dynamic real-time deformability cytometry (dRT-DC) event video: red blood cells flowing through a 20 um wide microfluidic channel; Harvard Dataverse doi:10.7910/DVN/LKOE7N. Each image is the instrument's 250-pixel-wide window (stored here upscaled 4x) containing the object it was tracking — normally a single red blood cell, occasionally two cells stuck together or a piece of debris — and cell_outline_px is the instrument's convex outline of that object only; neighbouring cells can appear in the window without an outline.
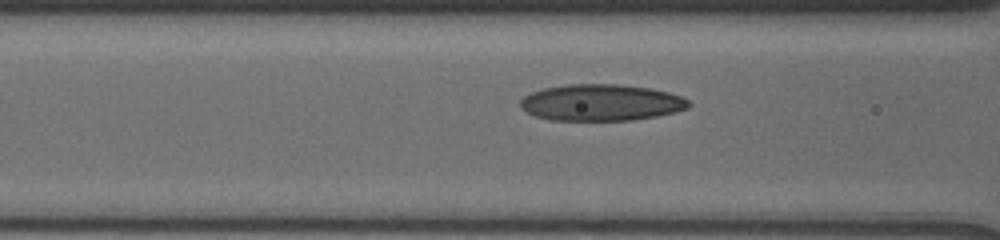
{"species": "human", "species_latin": "Homo sapiens", "temperature_condition": "cold", "stored_images_in_passage": 37, "camera_frame_rate_fps": 3000, "um_per_image_px": 0.085, "donor": {"sex": "male"}, "frame": {"image": 1, "passage_image": 12, "time_ms": 4.0, "image_size_px": [1000, 240], "cell_outline_px": [[692, 104], [688, 108], [656, 116], [628, 120], [552, 120], [536, 116], [520, 108], [520, 100], [524, 96], [532, 92], [544, 88], [568, 84], [616, 84], [648, 88], [668, 92], [680, 96], [688, 100]], "centroid_in_image_um": [51.07, 8.71], "position_along_channel_um": 115.5, "area_um2": 35.55}}
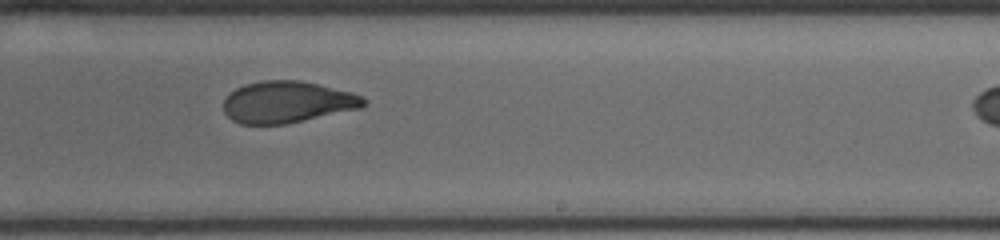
{"frame": {"image": 2, "passage_image": 24, "time_ms": 8.0, "image_size_px": [1000, 240], "cell_outline_px": [[368, 104], [360, 108], [304, 120], [284, 124], [240, 124], [232, 120], [224, 112], [224, 100], [228, 92], [244, 84], [260, 80], [300, 80], [352, 92], [364, 96], [368, 100]], "centroid_in_image_um": [24.41, 8.66], "position_along_channel_um": 264.6, "area_um2": 34.22}}
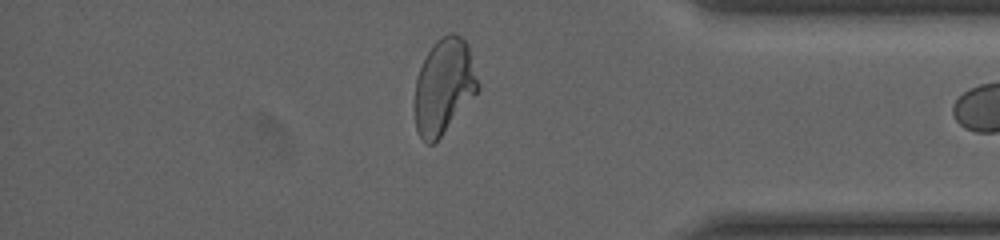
{"frame": {"image": 3, "passage_image": 36, "time_ms": 12.0, "image_size_px": [1000, 240], "cell_outline_px": [[480, 88], [440, 136], [432, 144], [428, 144], [420, 136], [416, 128], [416, 80], [420, 68], [432, 44], [436, 40], [448, 32], [452, 32], [460, 36], [468, 44], [480, 84]], "centroid_in_image_um": [37.76, 7.27], "position_along_channel_um": 397.4, "area_um2": 34.45}}